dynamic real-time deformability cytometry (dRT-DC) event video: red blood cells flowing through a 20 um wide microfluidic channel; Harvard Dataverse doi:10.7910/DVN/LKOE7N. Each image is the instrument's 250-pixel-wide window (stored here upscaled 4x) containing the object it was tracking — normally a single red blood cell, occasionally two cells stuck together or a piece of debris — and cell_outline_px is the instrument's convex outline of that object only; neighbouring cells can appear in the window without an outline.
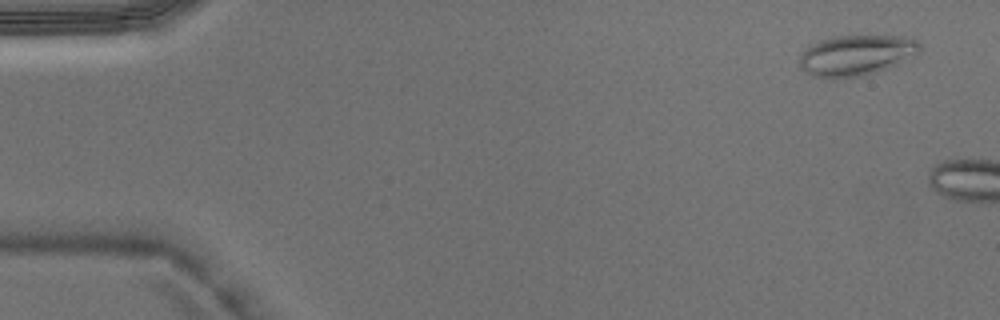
{"species": "Egyptian fruit bat (a non-hibernating species)", "species_latin": "Rousettus aegyptiacus", "temperature_condition": "warm", "stored_images_in_passage": 4, "camera_frame_rate_fps": 3000, "um_per_image_px": 0.085, "animal": {"sex": "male"}, "frame": {"image": 1, "passage_image": 1, "time_ms": 0.0, "image_size_px": [1000, 320], "cell_outline_px": [[920, 52], [916, 56], [888, 68], [864, 76], [832, 80], [824, 80], [812, 76], [800, 68], [800, 56], [812, 44], [820, 40], [832, 36], [912, 36], [920, 44]], "centroid_in_image_um": [72.8, 4.72], "position_along_channel_um": 12.2, "area_um2": 29.07}}